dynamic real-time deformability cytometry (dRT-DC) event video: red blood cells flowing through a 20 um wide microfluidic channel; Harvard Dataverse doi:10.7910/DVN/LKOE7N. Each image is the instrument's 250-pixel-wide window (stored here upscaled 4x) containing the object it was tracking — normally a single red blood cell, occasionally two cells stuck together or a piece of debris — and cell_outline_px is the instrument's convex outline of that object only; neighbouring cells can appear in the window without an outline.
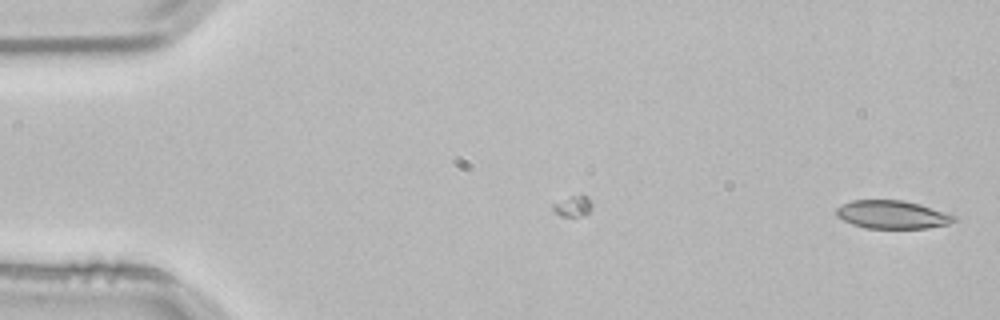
{"species": "common noctule bat (a hibernating species)", "species_latin": "Nyctalus noctula", "temperature_condition": "room temperature", "stored_images_in_passage": 52, "camera_frame_rate_fps": 3000, "um_per_image_px": 0.085, "animal": {"sex": "male", "body_mass_g": 21.5, "forearm_length_mm": 52.0}, "frame": {"image": 1, "passage_image": 1, "time_ms": 0.0, "image_size_px": [1000, 320], "cell_outline_px": [[956, 220], [948, 224], [928, 228], [864, 228], [852, 224], [836, 216], [836, 208], [852, 200], [904, 200], [920, 204], [956, 216]], "centroid_in_image_um": [75.83, 18.24], "position_along_channel_um": 9.2, "area_um2": 19.25}}
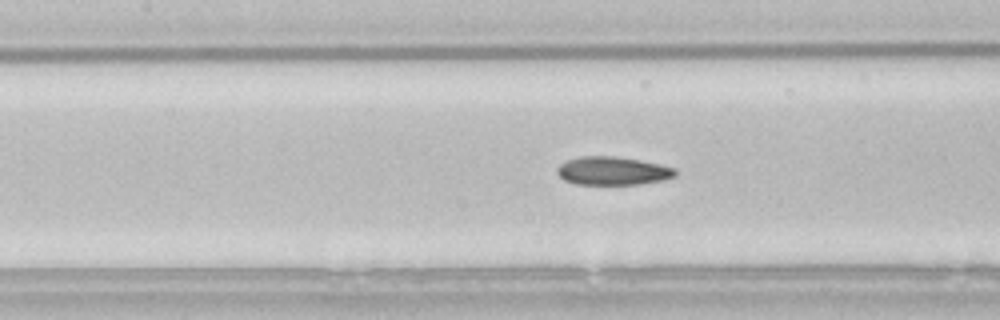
{"frame": {"image": 2, "passage_image": 23, "time_ms": 7.333, "image_size_px": [1000, 320], "cell_outline_px": [[676, 176], [664, 180], [640, 184], [576, 184], [564, 180], [556, 172], [556, 168], [560, 164], [568, 160], [580, 156], [616, 156], [640, 160], [660, 164], [676, 168]], "centroid_in_image_um": [52.09, 14.52], "position_along_channel_um": 155.3, "area_um2": 19.59}}
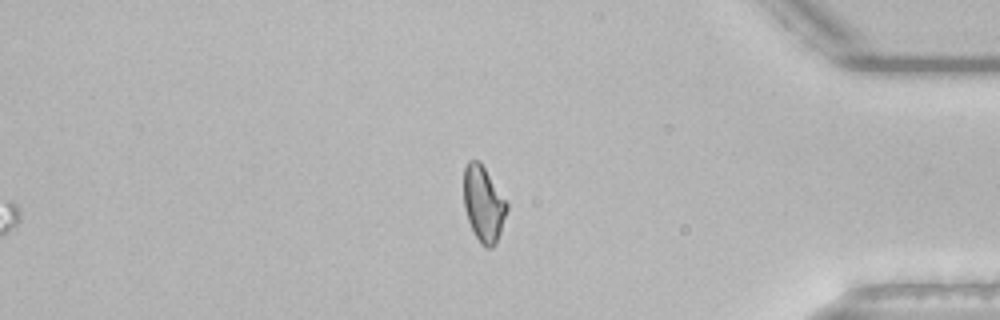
{"frame": {"image": 3, "passage_image": 44, "time_ms": 14.333, "image_size_px": [1000, 320], "cell_outline_px": [[508, 208], [496, 244], [492, 248], [488, 248], [480, 244], [472, 232], [464, 208], [464, 168], [468, 160], [480, 160], [508, 204]], "centroid_in_image_um": [41.08, 17.34], "position_along_channel_um": 394.1, "area_um2": 19.13}, "authors_computed_cell_mechanics": {"area_um2": 19.4786, "velocity_mm_per_s": 3.8381, "shape_relaxation_time_tau1_ms": 3.6357, "shape_relaxation_time_tau2_ms": 3.5597, "deformation_change_tau1": 0.1343, "deformation_change_tau2": 0.1112}}